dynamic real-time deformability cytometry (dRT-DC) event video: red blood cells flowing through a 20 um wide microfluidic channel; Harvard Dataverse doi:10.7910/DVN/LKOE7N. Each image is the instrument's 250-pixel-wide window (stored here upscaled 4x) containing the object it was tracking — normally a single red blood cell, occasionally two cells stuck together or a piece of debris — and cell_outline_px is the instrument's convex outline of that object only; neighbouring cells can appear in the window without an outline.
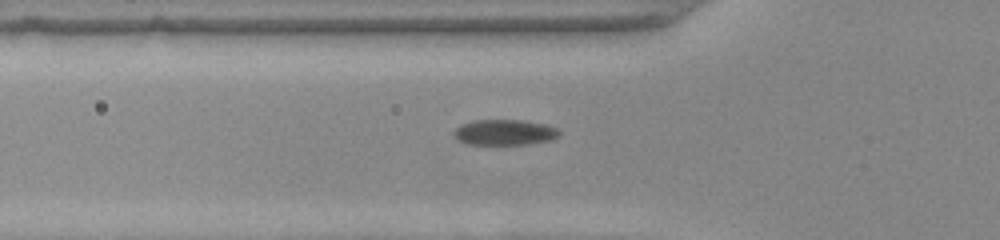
{"species": "common noctule bat (a hibernating species)", "species_latin": "Nyctalus noctula", "temperature_condition": "warm", "stored_images_in_passage": 38, "camera_frame_rate_fps": 3000, "um_per_image_px": 0.085, "animal": {"sex": "female", "body_mass_g": 22.0, "forearm_length_mm": 56.7}, "frame": {"image": 1, "passage_image": 4, "time_ms": 1.0, "image_size_px": [1000, 240], "cell_outline_px": [[560, 136], [552, 140], [528, 144], [472, 144], [460, 140], [452, 132], [460, 124], [472, 120], [524, 120], [548, 124], [556, 128], [560, 132]], "centroid_in_image_um": [42.94, 11.23], "position_along_channel_um": 82.9, "area_um2": 15.78}}
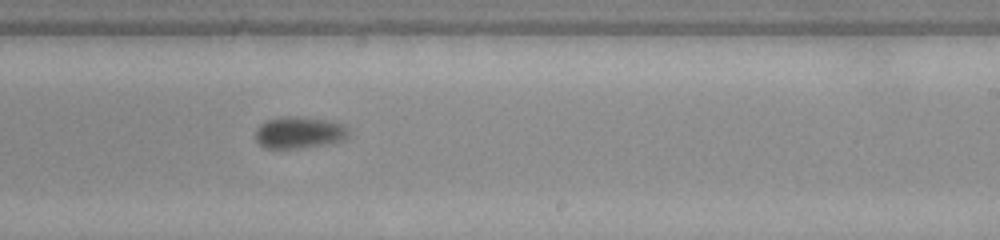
{"frame": {"image": 2, "passage_image": 18, "time_ms": 5.667, "image_size_px": [1000, 240], "cell_outline_px": [[348, 136], [340, 140], [324, 144], [296, 148], [264, 148], [256, 140], [256, 128], [264, 120], [284, 116], [296, 116], [332, 120], [344, 124], [348, 128]], "centroid_in_image_um": [25.41, 11.23], "position_along_channel_um": 263.6, "area_um2": 17.28}}
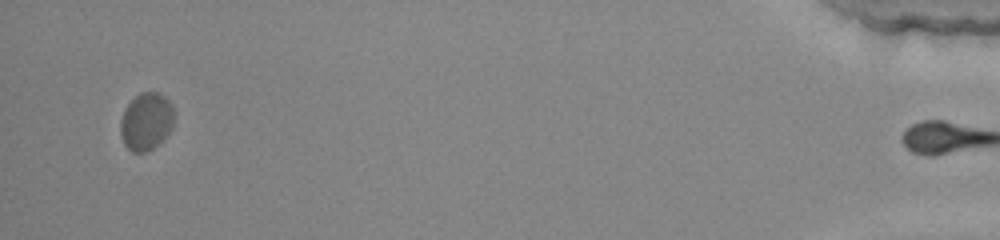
{"frame": {"image": 3, "passage_image": 37, "time_ms": 12.0, "image_size_px": [1000, 240], "cell_outline_px": [[172, 128], [164, 140], [160, 144], [144, 152], [132, 152], [124, 144], [120, 136], [120, 120], [124, 108], [140, 92], [160, 92], [172, 104]], "centroid_in_image_um": [12.41, 10.33], "position_along_channel_um": 422.8, "area_um2": 18.09}, "authors_computed_cell_mechanics": {"area_um2": 17.6868, "velocity_mm_per_s": 3.8698, "shape_relaxation_time_tau1_ms": 2.306, "shape_relaxation_time_tau2_ms": null, "deformation_change_tau1": 0.1101, "deformation_change_tau2": null}}